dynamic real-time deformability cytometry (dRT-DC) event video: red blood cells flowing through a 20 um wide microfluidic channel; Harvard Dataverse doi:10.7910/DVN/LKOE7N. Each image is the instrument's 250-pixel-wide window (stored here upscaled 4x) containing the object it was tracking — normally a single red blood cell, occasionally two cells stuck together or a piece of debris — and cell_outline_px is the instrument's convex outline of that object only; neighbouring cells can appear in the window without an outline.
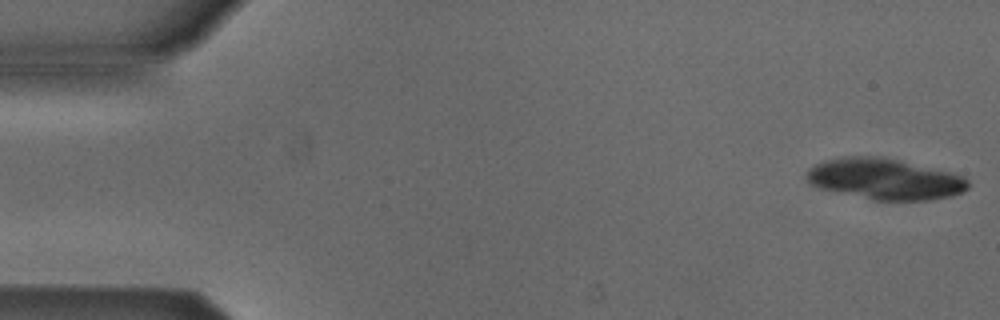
{"species": "Egyptian fruit bat (a non-hibernating species)", "species_latin": "Rousettus aegyptiacus", "temperature_condition": "cold", "stored_images_in_passage": 14, "camera_frame_rate_fps": 3000, "um_per_image_px": 0.085, "animal": {"sex": "male"}, "frame": {"image": 1, "passage_image": 1, "time_ms": 0.0, "image_size_px": [1000, 320], "cell_outline_px": [[968, 188], [952, 196], [928, 200], [872, 200], [836, 192], [820, 188], [812, 184], [808, 180], [808, 168], [824, 160], [844, 156], [876, 156], [896, 160], [948, 172], [964, 176], [968, 180]], "centroid_in_image_um": [75.19, 15.22], "position_along_channel_um": 9.8, "area_um2": 38.09}}